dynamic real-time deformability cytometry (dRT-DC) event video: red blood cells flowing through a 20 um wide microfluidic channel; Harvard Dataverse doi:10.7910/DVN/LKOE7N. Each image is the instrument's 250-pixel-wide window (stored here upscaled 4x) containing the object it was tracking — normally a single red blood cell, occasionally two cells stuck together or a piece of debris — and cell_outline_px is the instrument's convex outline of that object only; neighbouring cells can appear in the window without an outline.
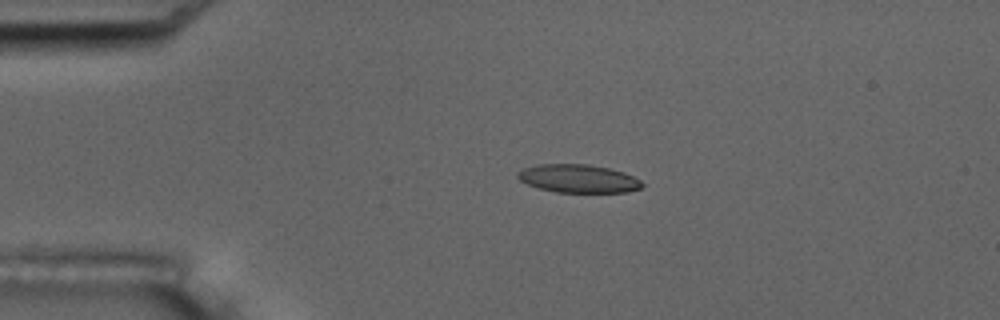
{"species": "common noctule bat (a hibernating species)", "species_latin": "Nyctalus noctula", "temperature_condition": "room temperature", "stored_images_in_passage": 4, "camera_frame_rate_fps": 3000, "um_per_image_px": 0.085, "animal": {"sex": "male", "body_mass_g": 17.5, "forearm_length_mm": 52.3}, "frame": {"image": 1, "passage_image": 3, "time_ms": 3.333, "image_size_px": [1000, 320], "cell_outline_px": [[644, 184], [640, 188], [628, 192], [556, 192], [540, 188], [528, 184], [520, 180], [516, 176], [516, 172], [524, 168], [540, 164], [588, 164], [608, 168], [624, 172], [640, 180]], "centroid_in_image_um": [49.15, 15.17], "position_along_channel_um": 35.8, "area_um2": 20.35}}